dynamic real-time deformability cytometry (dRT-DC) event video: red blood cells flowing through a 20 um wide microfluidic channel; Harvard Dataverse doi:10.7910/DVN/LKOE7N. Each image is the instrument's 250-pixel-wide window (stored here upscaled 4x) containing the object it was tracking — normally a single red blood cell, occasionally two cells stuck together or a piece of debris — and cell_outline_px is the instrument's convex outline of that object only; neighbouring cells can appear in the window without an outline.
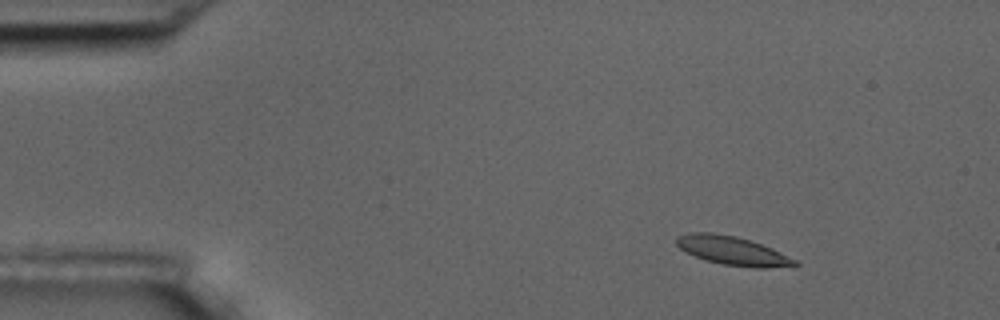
{"species": "common noctule bat (a hibernating species)", "species_latin": "Nyctalus noctula", "temperature_condition": "room temperature", "stored_images_in_passage": 5, "camera_frame_rate_fps": 3000, "um_per_image_px": 0.085, "animal": {"sex": "male", "body_mass_g": 17.5, "forearm_length_mm": 52.3}, "frame": {"image": 1, "passage_image": 2, "time_ms": 1.333, "image_size_px": [1000, 320], "cell_outline_px": [[800, 264], [796, 268], [756, 268], [724, 264], [704, 260], [684, 252], [676, 244], [676, 236], [688, 232], [712, 232], [736, 236], [752, 240], [772, 248], [796, 260]], "centroid_in_image_um": [62.31, 21.32], "position_along_channel_um": 22.7, "area_um2": 20.35}}
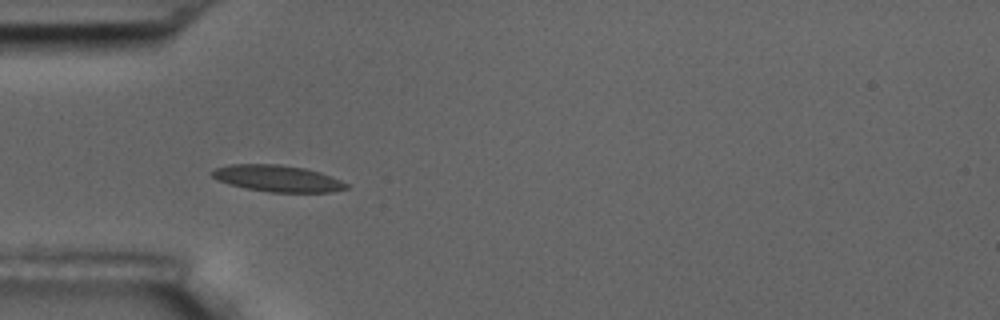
{"frame": {"image": 2, "passage_image": 5, "time_ms": 4.667, "image_size_px": [1000, 320], "cell_outline_px": [[348, 188], [332, 192], [272, 192], [244, 188], [228, 184], [212, 176], [208, 172], [212, 168], [232, 164], [280, 164], [304, 168], [320, 172], [332, 176], [348, 184]], "centroid_in_image_um": [23.56, 15.16], "position_along_channel_um": 61.4, "area_um2": 20.87}}